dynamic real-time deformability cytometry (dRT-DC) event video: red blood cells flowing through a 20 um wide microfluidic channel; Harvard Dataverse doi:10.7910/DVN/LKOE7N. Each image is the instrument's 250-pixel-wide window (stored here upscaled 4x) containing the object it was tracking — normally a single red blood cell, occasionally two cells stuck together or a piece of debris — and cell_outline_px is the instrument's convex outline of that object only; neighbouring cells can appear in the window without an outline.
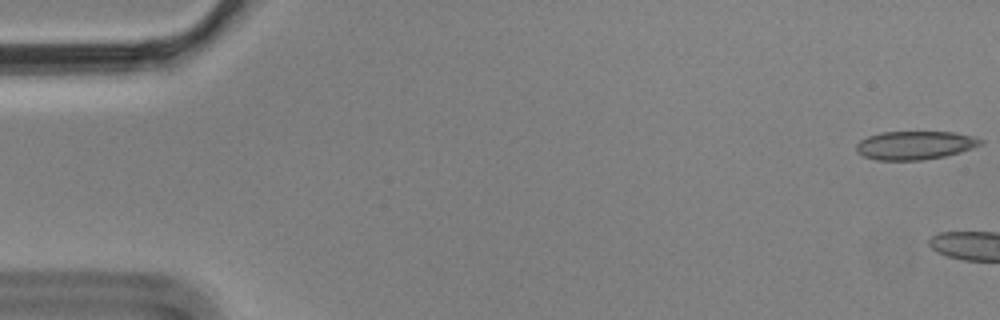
{"species": "Egyptian fruit bat (a non-hibernating species)", "species_latin": "Rousettus aegyptiacus", "temperature_condition": "cold", "stored_images_in_passage": 4, "camera_frame_rate_fps": 3000, "um_per_image_px": 0.085, "animal": {"sex": "male"}, "frame": {"image": 1, "passage_image": 1, "time_ms": 0.0, "image_size_px": [1000, 320], "cell_outline_px": [[984, 144], [960, 152], [944, 156], [924, 160], [876, 160], [864, 156], [856, 152], [856, 144], [860, 140], [868, 136], [880, 132], [956, 132], [972, 136], [984, 140]], "centroid_in_image_um": [77.77, 12.34], "position_along_channel_um": 7.2, "area_um2": 20.75}}